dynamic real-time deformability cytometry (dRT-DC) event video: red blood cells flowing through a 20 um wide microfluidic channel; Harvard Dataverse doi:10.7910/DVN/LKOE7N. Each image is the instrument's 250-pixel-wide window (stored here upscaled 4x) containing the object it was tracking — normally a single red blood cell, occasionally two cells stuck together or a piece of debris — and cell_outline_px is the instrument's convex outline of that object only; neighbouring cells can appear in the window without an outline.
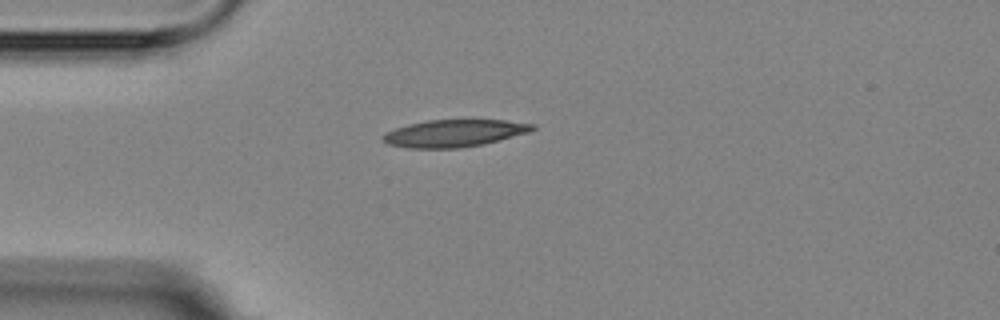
{"species": "Egyptian fruit bat (a non-hibernating species)", "species_latin": "Rousettus aegyptiacus", "temperature_condition": "room temperature", "stored_images_in_passage": 1, "camera_frame_rate_fps": 3000, "um_per_image_px": 0.085, "animal": {"sex": "female"}, "frame": {"image": 1, "passage_image": 1, "time_ms": 0.0, "image_size_px": [1000, 320], "cell_outline_px": [[536, 128], [528, 132], [500, 140], [484, 144], [460, 148], [408, 148], [388, 144], [380, 140], [380, 136], [396, 128], [408, 124], [428, 120], [468, 116], [504, 120], [536, 124]], "centroid_in_image_um": [38.64, 11.27], "position_along_channel_um": 46.4, "area_um2": 24.85}}